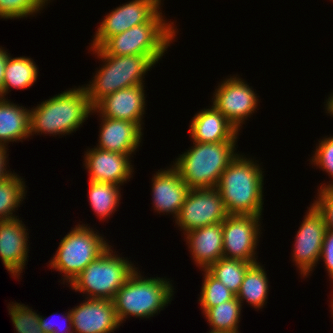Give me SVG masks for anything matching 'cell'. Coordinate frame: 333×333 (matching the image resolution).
Returning a JSON list of instances; mask_svg holds the SVG:
<instances>
[{
	"label": "cell",
	"instance_id": "cell-39",
	"mask_svg": "<svg viewBox=\"0 0 333 333\" xmlns=\"http://www.w3.org/2000/svg\"><path fill=\"white\" fill-rule=\"evenodd\" d=\"M332 301H331V308H332V315H333V299H331Z\"/></svg>",
	"mask_w": 333,
	"mask_h": 333
},
{
	"label": "cell",
	"instance_id": "cell-37",
	"mask_svg": "<svg viewBox=\"0 0 333 333\" xmlns=\"http://www.w3.org/2000/svg\"><path fill=\"white\" fill-rule=\"evenodd\" d=\"M10 54L0 47V91L3 88L5 66Z\"/></svg>",
	"mask_w": 333,
	"mask_h": 333
},
{
	"label": "cell",
	"instance_id": "cell-34",
	"mask_svg": "<svg viewBox=\"0 0 333 333\" xmlns=\"http://www.w3.org/2000/svg\"><path fill=\"white\" fill-rule=\"evenodd\" d=\"M67 315V316H66ZM52 316V315H51ZM55 316V315H54ZM53 316V317H54ZM61 319H64L65 322H68V326L66 324V328L63 327V329L60 328L58 324L52 323L53 320L51 318H45L39 315V323L40 327L43 329L45 333H74L73 332V325H72V319H71V311L69 310L68 313H65V316L62 315ZM60 324V323H59ZM63 325V324H62ZM64 330V331H63Z\"/></svg>",
	"mask_w": 333,
	"mask_h": 333
},
{
	"label": "cell",
	"instance_id": "cell-31",
	"mask_svg": "<svg viewBox=\"0 0 333 333\" xmlns=\"http://www.w3.org/2000/svg\"><path fill=\"white\" fill-rule=\"evenodd\" d=\"M50 0H0V18L19 19L39 12Z\"/></svg>",
	"mask_w": 333,
	"mask_h": 333
},
{
	"label": "cell",
	"instance_id": "cell-30",
	"mask_svg": "<svg viewBox=\"0 0 333 333\" xmlns=\"http://www.w3.org/2000/svg\"><path fill=\"white\" fill-rule=\"evenodd\" d=\"M8 308L17 333H45L40 327L39 314L28 305L12 302Z\"/></svg>",
	"mask_w": 333,
	"mask_h": 333
},
{
	"label": "cell",
	"instance_id": "cell-20",
	"mask_svg": "<svg viewBox=\"0 0 333 333\" xmlns=\"http://www.w3.org/2000/svg\"><path fill=\"white\" fill-rule=\"evenodd\" d=\"M189 127L191 139L200 143L237 142L239 134L213 105L195 114Z\"/></svg>",
	"mask_w": 333,
	"mask_h": 333
},
{
	"label": "cell",
	"instance_id": "cell-36",
	"mask_svg": "<svg viewBox=\"0 0 333 333\" xmlns=\"http://www.w3.org/2000/svg\"><path fill=\"white\" fill-rule=\"evenodd\" d=\"M7 148L4 146L0 145V181L4 180L5 178L9 177L12 174V171L10 172V170L6 171L7 167V163L8 162L7 158Z\"/></svg>",
	"mask_w": 333,
	"mask_h": 333
},
{
	"label": "cell",
	"instance_id": "cell-11",
	"mask_svg": "<svg viewBox=\"0 0 333 333\" xmlns=\"http://www.w3.org/2000/svg\"><path fill=\"white\" fill-rule=\"evenodd\" d=\"M213 93V106L240 131L245 120L250 117L258 106V97L244 80L231 76L223 80Z\"/></svg>",
	"mask_w": 333,
	"mask_h": 333
},
{
	"label": "cell",
	"instance_id": "cell-3",
	"mask_svg": "<svg viewBox=\"0 0 333 333\" xmlns=\"http://www.w3.org/2000/svg\"><path fill=\"white\" fill-rule=\"evenodd\" d=\"M236 142L200 143L180 155L174 165L190 189L216 188L221 174L237 156Z\"/></svg>",
	"mask_w": 333,
	"mask_h": 333
},
{
	"label": "cell",
	"instance_id": "cell-4",
	"mask_svg": "<svg viewBox=\"0 0 333 333\" xmlns=\"http://www.w3.org/2000/svg\"><path fill=\"white\" fill-rule=\"evenodd\" d=\"M90 49L104 62L92 82L84 86L92 107L120 89L143 84L146 72L156 64L145 55H106L98 48Z\"/></svg>",
	"mask_w": 333,
	"mask_h": 333
},
{
	"label": "cell",
	"instance_id": "cell-5",
	"mask_svg": "<svg viewBox=\"0 0 333 333\" xmlns=\"http://www.w3.org/2000/svg\"><path fill=\"white\" fill-rule=\"evenodd\" d=\"M164 19L159 12L150 22L109 37L98 49L106 55H145L158 63L177 32L174 22L167 23Z\"/></svg>",
	"mask_w": 333,
	"mask_h": 333
},
{
	"label": "cell",
	"instance_id": "cell-35",
	"mask_svg": "<svg viewBox=\"0 0 333 333\" xmlns=\"http://www.w3.org/2000/svg\"><path fill=\"white\" fill-rule=\"evenodd\" d=\"M325 263L326 270L329 276L333 274V230H326L324 240L322 243L321 255Z\"/></svg>",
	"mask_w": 333,
	"mask_h": 333
},
{
	"label": "cell",
	"instance_id": "cell-17",
	"mask_svg": "<svg viewBox=\"0 0 333 333\" xmlns=\"http://www.w3.org/2000/svg\"><path fill=\"white\" fill-rule=\"evenodd\" d=\"M28 229L19 218L0 221V258L12 277H19L28 257Z\"/></svg>",
	"mask_w": 333,
	"mask_h": 333
},
{
	"label": "cell",
	"instance_id": "cell-23",
	"mask_svg": "<svg viewBox=\"0 0 333 333\" xmlns=\"http://www.w3.org/2000/svg\"><path fill=\"white\" fill-rule=\"evenodd\" d=\"M38 67L32 58L9 56L5 66L3 88L0 91V98H5L11 87L16 89H27L37 80Z\"/></svg>",
	"mask_w": 333,
	"mask_h": 333
},
{
	"label": "cell",
	"instance_id": "cell-7",
	"mask_svg": "<svg viewBox=\"0 0 333 333\" xmlns=\"http://www.w3.org/2000/svg\"><path fill=\"white\" fill-rule=\"evenodd\" d=\"M110 246L98 259L89 263L70 283L75 291L88 294L87 298L113 300L116 292L136 271L124 257L113 254Z\"/></svg>",
	"mask_w": 333,
	"mask_h": 333
},
{
	"label": "cell",
	"instance_id": "cell-24",
	"mask_svg": "<svg viewBox=\"0 0 333 333\" xmlns=\"http://www.w3.org/2000/svg\"><path fill=\"white\" fill-rule=\"evenodd\" d=\"M266 272L258 262L252 264L246 271L237 300L242 303L246 300L249 305L261 309L266 304L268 296V278Z\"/></svg>",
	"mask_w": 333,
	"mask_h": 333
},
{
	"label": "cell",
	"instance_id": "cell-1",
	"mask_svg": "<svg viewBox=\"0 0 333 333\" xmlns=\"http://www.w3.org/2000/svg\"><path fill=\"white\" fill-rule=\"evenodd\" d=\"M254 159L237 156L221 174L216 189L228 214L261 216L263 210V171Z\"/></svg>",
	"mask_w": 333,
	"mask_h": 333
},
{
	"label": "cell",
	"instance_id": "cell-33",
	"mask_svg": "<svg viewBox=\"0 0 333 333\" xmlns=\"http://www.w3.org/2000/svg\"><path fill=\"white\" fill-rule=\"evenodd\" d=\"M313 205L322 214L328 230H333V187H320Z\"/></svg>",
	"mask_w": 333,
	"mask_h": 333
},
{
	"label": "cell",
	"instance_id": "cell-25",
	"mask_svg": "<svg viewBox=\"0 0 333 333\" xmlns=\"http://www.w3.org/2000/svg\"><path fill=\"white\" fill-rule=\"evenodd\" d=\"M241 308L236 296L217 306L202 308V313L212 328L209 333H239Z\"/></svg>",
	"mask_w": 333,
	"mask_h": 333
},
{
	"label": "cell",
	"instance_id": "cell-29",
	"mask_svg": "<svg viewBox=\"0 0 333 333\" xmlns=\"http://www.w3.org/2000/svg\"><path fill=\"white\" fill-rule=\"evenodd\" d=\"M201 271H204V282L202 283L199 298L201 308H211L217 306L222 302L233 299L236 296L218 279L213 277L206 269H202Z\"/></svg>",
	"mask_w": 333,
	"mask_h": 333
},
{
	"label": "cell",
	"instance_id": "cell-38",
	"mask_svg": "<svg viewBox=\"0 0 333 333\" xmlns=\"http://www.w3.org/2000/svg\"><path fill=\"white\" fill-rule=\"evenodd\" d=\"M326 103V113H329L330 116L333 115V93L330 95V97H328Z\"/></svg>",
	"mask_w": 333,
	"mask_h": 333
},
{
	"label": "cell",
	"instance_id": "cell-9",
	"mask_svg": "<svg viewBox=\"0 0 333 333\" xmlns=\"http://www.w3.org/2000/svg\"><path fill=\"white\" fill-rule=\"evenodd\" d=\"M228 212L216 188L190 189L175 218L183 233L207 225L222 223Z\"/></svg>",
	"mask_w": 333,
	"mask_h": 333
},
{
	"label": "cell",
	"instance_id": "cell-10",
	"mask_svg": "<svg viewBox=\"0 0 333 333\" xmlns=\"http://www.w3.org/2000/svg\"><path fill=\"white\" fill-rule=\"evenodd\" d=\"M261 216L229 214L222 222L223 257L257 263ZM259 222V223H258Z\"/></svg>",
	"mask_w": 333,
	"mask_h": 333
},
{
	"label": "cell",
	"instance_id": "cell-28",
	"mask_svg": "<svg viewBox=\"0 0 333 333\" xmlns=\"http://www.w3.org/2000/svg\"><path fill=\"white\" fill-rule=\"evenodd\" d=\"M18 176L13 172L9 177L0 181V221L18 217L13 212L20 207L26 194L25 182Z\"/></svg>",
	"mask_w": 333,
	"mask_h": 333
},
{
	"label": "cell",
	"instance_id": "cell-21",
	"mask_svg": "<svg viewBox=\"0 0 333 333\" xmlns=\"http://www.w3.org/2000/svg\"><path fill=\"white\" fill-rule=\"evenodd\" d=\"M196 265L207 269L223 257L222 223L207 225L184 233Z\"/></svg>",
	"mask_w": 333,
	"mask_h": 333
},
{
	"label": "cell",
	"instance_id": "cell-13",
	"mask_svg": "<svg viewBox=\"0 0 333 333\" xmlns=\"http://www.w3.org/2000/svg\"><path fill=\"white\" fill-rule=\"evenodd\" d=\"M322 214L312 204L297 231L293 247V261L302 277L310 274L321 255L322 243L326 233Z\"/></svg>",
	"mask_w": 333,
	"mask_h": 333
},
{
	"label": "cell",
	"instance_id": "cell-40",
	"mask_svg": "<svg viewBox=\"0 0 333 333\" xmlns=\"http://www.w3.org/2000/svg\"><path fill=\"white\" fill-rule=\"evenodd\" d=\"M331 278V280L333 281V274L329 276Z\"/></svg>",
	"mask_w": 333,
	"mask_h": 333
},
{
	"label": "cell",
	"instance_id": "cell-12",
	"mask_svg": "<svg viewBox=\"0 0 333 333\" xmlns=\"http://www.w3.org/2000/svg\"><path fill=\"white\" fill-rule=\"evenodd\" d=\"M160 5L161 0H132L111 10L100 23L91 47L99 48L109 37L121 34L133 26L150 22L162 11Z\"/></svg>",
	"mask_w": 333,
	"mask_h": 333
},
{
	"label": "cell",
	"instance_id": "cell-2",
	"mask_svg": "<svg viewBox=\"0 0 333 333\" xmlns=\"http://www.w3.org/2000/svg\"><path fill=\"white\" fill-rule=\"evenodd\" d=\"M92 110L84 86L56 94L30 110V135H69L88 119Z\"/></svg>",
	"mask_w": 333,
	"mask_h": 333
},
{
	"label": "cell",
	"instance_id": "cell-19",
	"mask_svg": "<svg viewBox=\"0 0 333 333\" xmlns=\"http://www.w3.org/2000/svg\"><path fill=\"white\" fill-rule=\"evenodd\" d=\"M101 120L96 148L132 155L140 146L143 129L136 123L108 117H101Z\"/></svg>",
	"mask_w": 333,
	"mask_h": 333
},
{
	"label": "cell",
	"instance_id": "cell-32",
	"mask_svg": "<svg viewBox=\"0 0 333 333\" xmlns=\"http://www.w3.org/2000/svg\"><path fill=\"white\" fill-rule=\"evenodd\" d=\"M320 141L319 145L316 146V150L313 151L315 154L311 157V163L326 171L333 178V136L325 137ZM322 187H333V181L331 184L328 183V185L323 184Z\"/></svg>",
	"mask_w": 333,
	"mask_h": 333
},
{
	"label": "cell",
	"instance_id": "cell-27",
	"mask_svg": "<svg viewBox=\"0 0 333 333\" xmlns=\"http://www.w3.org/2000/svg\"><path fill=\"white\" fill-rule=\"evenodd\" d=\"M254 263L221 257L206 270L235 295L239 292L247 269Z\"/></svg>",
	"mask_w": 333,
	"mask_h": 333
},
{
	"label": "cell",
	"instance_id": "cell-8",
	"mask_svg": "<svg viewBox=\"0 0 333 333\" xmlns=\"http://www.w3.org/2000/svg\"><path fill=\"white\" fill-rule=\"evenodd\" d=\"M89 227L85 224L75 225V228L61 239L58 250L49 263L52 269L64 273L63 281L67 280L68 284L111 246Z\"/></svg>",
	"mask_w": 333,
	"mask_h": 333
},
{
	"label": "cell",
	"instance_id": "cell-18",
	"mask_svg": "<svg viewBox=\"0 0 333 333\" xmlns=\"http://www.w3.org/2000/svg\"><path fill=\"white\" fill-rule=\"evenodd\" d=\"M189 190L190 188L173 166L167 170H158L152 178L154 210L163 214L171 213L175 219Z\"/></svg>",
	"mask_w": 333,
	"mask_h": 333
},
{
	"label": "cell",
	"instance_id": "cell-22",
	"mask_svg": "<svg viewBox=\"0 0 333 333\" xmlns=\"http://www.w3.org/2000/svg\"><path fill=\"white\" fill-rule=\"evenodd\" d=\"M30 135V109L0 98V145L22 141Z\"/></svg>",
	"mask_w": 333,
	"mask_h": 333
},
{
	"label": "cell",
	"instance_id": "cell-15",
	"mask_svg": "<svg viewBox=\"0 0 333 333\" xmlns=\"http://www.w3.org/2000/svg\"><path fill=\"white\" fill-rule=\"evenodd\" d=\"M89 181L123 185L132 177L131 155L92 148L84 154Z\"/></svg>",
	"mask_w": 333,
	"mask_h": 333
},
{
	"label": "cell",
	"instance_id": "cell-26",
	"mask_svg": "<svg viewBox=\"0 0 333 333\" xmlns=\"http://www.w3.org/2000/svg\"><path fill=\"white\" fill-rule=\"evenodd\" d=\"M90 206L99 218L110 217L121 199L120 186L110 183L89 181Z\"/></svg>",
	"mask_w": 333,
	"mask_h": 333
},
{
	"label": "cell",
	"instance_id": "cell-6",
	"mask_svg": "<svg viewBox=\"0 0 333 333\" xmlns=\"http://www.w3.org/2000/svg\"><path fill=\"white\" fill-rule=\"evenodd\" d=\"M165 278H145L138 270L116 292L113 299L117 317L122 324L127 317L150 318L168 306L173 286Z\"/></svg>",
	"mask_w": 333,
	"mask_h": 333
},
{
	"label": "cell",
	"instance_id": "cell-16",
	"mask_svg": "<svg viewBox=\"0 0 333 333\" xmlns=\"http://www.w3.org/2000/svg\"><path fill=\"white\" fill-rule=\"evenodd\" d=\"M144 91L143 84L120 89L99 101L92 112H99L100 117L134 122L142 129L146 105Z\"/></svg>",
	"mask_w": 333,
	"mask_h": 333
},
{
	"label": "cell",
	"instance_id": "cell-14",
	"mask_svg": "<svg viewBox=\"0 0 333 333\" xmlns=\"http://www.w3.org/2000/svg\"><path fill=\"white\" fill-rule=\"evenodd\" d=\"M83 303L72 308L71 319L75 333H111L121 323L113 300L85 298Z\"/></svg>",
	"mask_w": 333,
	"mask_h": 333
}]
</instances>
